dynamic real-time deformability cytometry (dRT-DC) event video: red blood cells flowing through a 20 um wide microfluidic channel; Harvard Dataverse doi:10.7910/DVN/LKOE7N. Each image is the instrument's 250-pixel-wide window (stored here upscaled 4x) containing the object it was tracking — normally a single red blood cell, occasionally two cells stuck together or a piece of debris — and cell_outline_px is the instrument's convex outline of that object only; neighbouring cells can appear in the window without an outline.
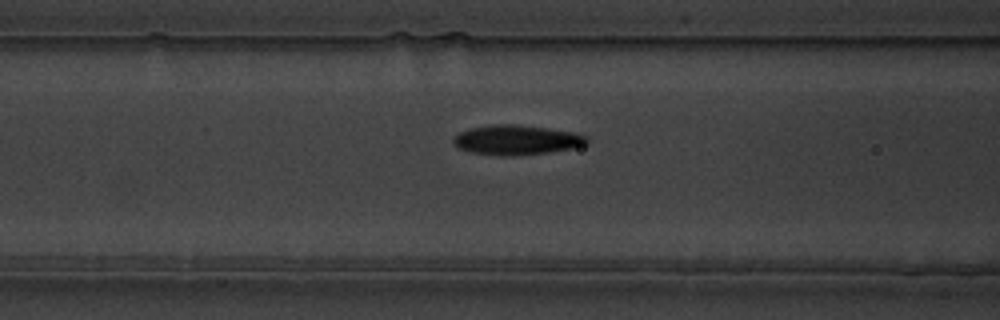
{"species": "common noctule bat (a hibernating species)", "species_latin": "Nyctalus noctula", "temperature_condition": "warm", "stored_images_in_passage": 42, "camera_frame_rate_fps": 3000, "um_per_image_px": 0.085, "animal": {"sex": "male", "body_mass_g": 19.5, "forearm_length_mm": 54.6}, "frame": {"image": 1, "passage_image": 9, "time_ms": 2.667, "image_size_px": [1000, 320], "cell_outline_px": [[588, 144], [572, 148], [544, 152], [472, 152], [456, 148], [452, 140], [460, 132], [468, 128], [492, 124], [516, 124], [548, 128], [576, 132], [588, 136]], "centroid_in_image_um": [43.95, 11.82], "position_along_channel_um": 122.7, "area_um2": 22.02}}
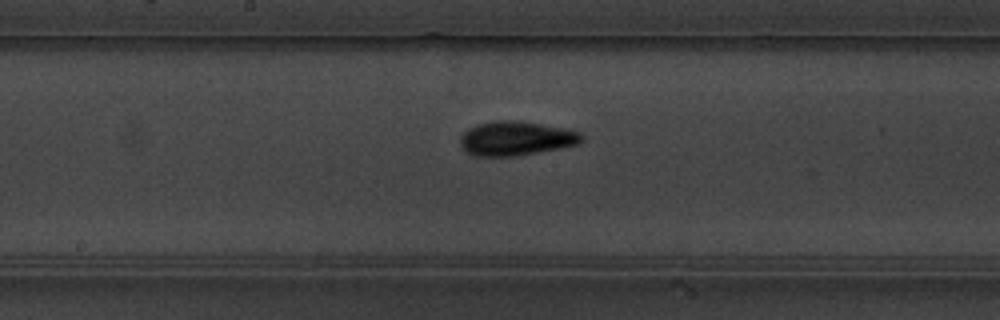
{"frame": {"image": 2, "passage_image": 16, "time_ms": 5.0, "image_size_px": [1000, 320], "cell_outline_px": [[584, 140], [576, 144], [560, 148], [516, 156], [476, 156], [468, 152], [460, 144], [460, 136], [468, 128], [476, 124], [496, 120], [512, 120], [564, 128], [580, 132], [584, 136]], "centroid_in_image_um": [43.85, 11.76], "position_along_channel_um": 204.4, "area_um2": 24.04}}
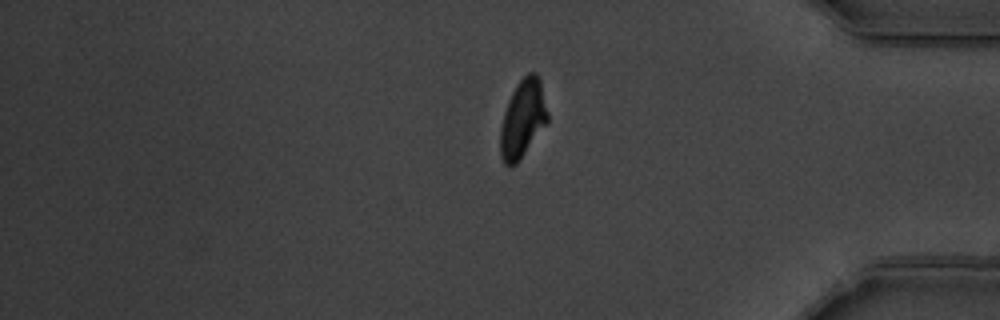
{"frame": {"image": 3, "passage_image": 34, "time_ms": 11.0, "image_size_px": [1000, 320], "cell_outline_px": [[548, 120], [516, 164], [512, 168], [504, 164], [500, 156], [500, 128], [504, 112], [508, 100], [516, 84], [528, 72], [536, 72], [540, 80], [548, 112]], "centroid_in_image_um": [44.41, 10.09], "position_along_channel_um": 390.8, "area_um2": 21.33}}